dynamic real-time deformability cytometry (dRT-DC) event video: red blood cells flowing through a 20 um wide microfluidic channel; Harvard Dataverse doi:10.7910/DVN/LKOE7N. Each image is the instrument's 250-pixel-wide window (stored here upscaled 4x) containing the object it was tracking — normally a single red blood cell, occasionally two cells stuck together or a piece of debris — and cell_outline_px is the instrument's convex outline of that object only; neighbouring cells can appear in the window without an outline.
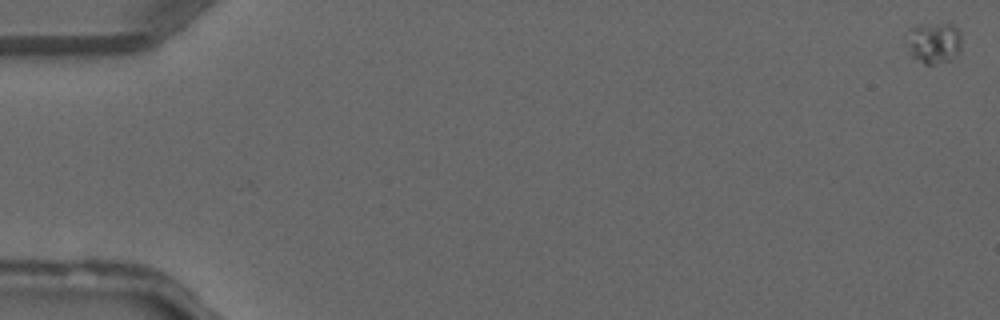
{"species": "common noctule bat (a hibernating species)", "species_latin": "Nyctalus noctula", "temperature_condition": "warm", "stored_images_in_passage": 12, "camera_frame_rate_fps": 3000, "um_per_image_px": 0.085, "animal": {"sex": "male", "forearm_length_mm": 52.5}, "frame": {"image": 1, "passage_image": 1, "time_ms": 0.0, "image_size_px": [1000, 320], "cell_outline_px": [[960, 52], [948, 60], [932, 64], [924, 64], [912, 56], [904, 40], [904, 36], [916, 24], [952, 24], [960, 28]], "centroid_in_image_um": [79.34, 3.61], "position_along_channel_um": 5.7, "area_um2": 13.35}}